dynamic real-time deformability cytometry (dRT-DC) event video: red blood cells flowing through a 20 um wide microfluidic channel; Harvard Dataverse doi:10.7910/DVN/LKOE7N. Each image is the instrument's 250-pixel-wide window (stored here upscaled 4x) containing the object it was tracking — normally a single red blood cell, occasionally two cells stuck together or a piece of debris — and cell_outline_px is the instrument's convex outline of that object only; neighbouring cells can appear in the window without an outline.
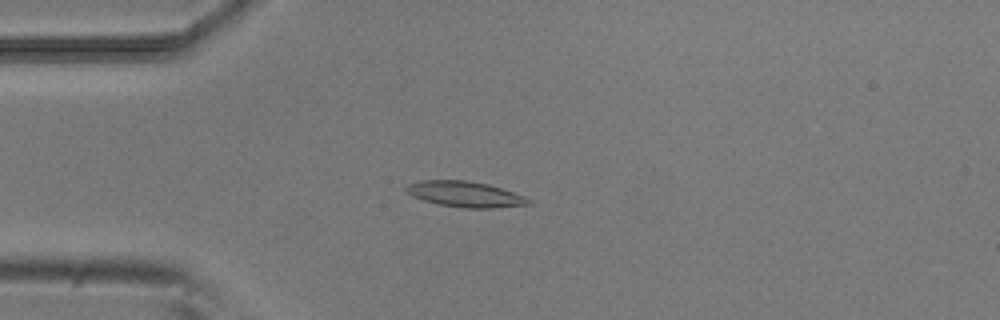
{"species": "common noctule bat (a hibernating species)", "species_latin": "Nyctalus noctula", "temperature_condition": "room temperature", "stored_images_in_passage": 52, "camera_frame_rate_fps": 3000, "um_per_image_px": 0.085, "animal": {"sex": "male", "body_mass_g": 20.5, "forearm_length_mm": 52.5}, "frame": {"image": 1, "passage_image": 13, "time_ms": 4.0, "image_size_px": [1000, 320], "cell_outline_px": [[532, 204], [492, 208], [464, 208], [440, 204], [424, 200], [412, 196], [404, 188], [408, 184], [420, 180], [468, 180], [488, 184], [524, 196], [532, 200]], "centroid_in_image_um": [39.54, 16.5], "position_along_channel_um": 45.5, "area_um2": 18.21}}
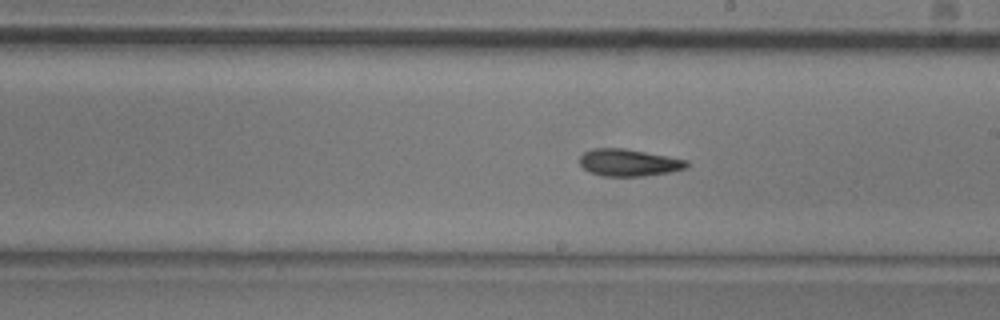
{"frame": {"image": 2, "passage_image": 29, "time_ms": 9.333, "image_size_px": [1000, 320], "cell_outline_px": [[688, 168], [668, 172], [644, 176], [600, 176], [588, 172], [580, 164], [580, 156], [584, 152], [592, 148], [624, 148], [668, 156], [688, 160]], "centroid_in_image_um": [53.43, 13.82], "position_along_channel_um": 235.6, "area_um2": 16.99}}
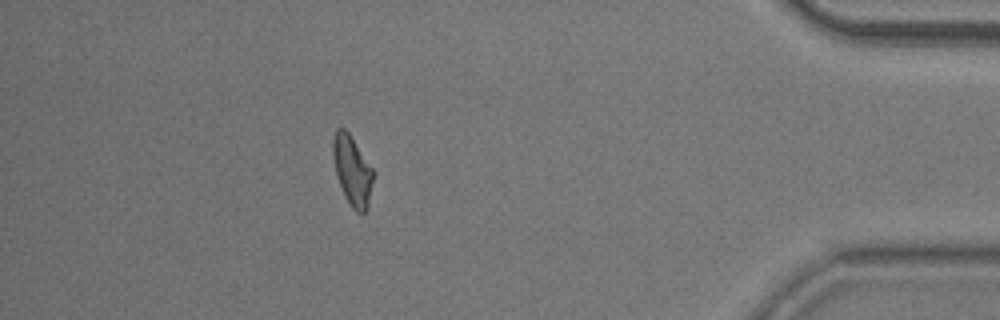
{"frame": {"image": 3, "passage_image": 46, "time_ms": 15.0, "image_size_px": [1000, 320], "cell_outline_px": [[376, 172], [368, 208], [364, 212], [356, 212], [352, 208], [344, 196], [336, 176], [332, 156], [332, 140], [336, 128], [344, 128], [348, 132]], "centroid_in_image_um": [29.96, 14.51], "position_along_channel_um": 405.2, "area_um2": 16.82}, "authors_computed_cell_mechanics": {"area_um2": 16.9932, "velocity_mm_per_s": 3.8525, "shape_relaxation_time_tau1_ms": null, "shape_relaxation_time_tau2_ms": 5.2503, "deformation_change_tau1": null, "deformation_change_tau2": 0.1291}}